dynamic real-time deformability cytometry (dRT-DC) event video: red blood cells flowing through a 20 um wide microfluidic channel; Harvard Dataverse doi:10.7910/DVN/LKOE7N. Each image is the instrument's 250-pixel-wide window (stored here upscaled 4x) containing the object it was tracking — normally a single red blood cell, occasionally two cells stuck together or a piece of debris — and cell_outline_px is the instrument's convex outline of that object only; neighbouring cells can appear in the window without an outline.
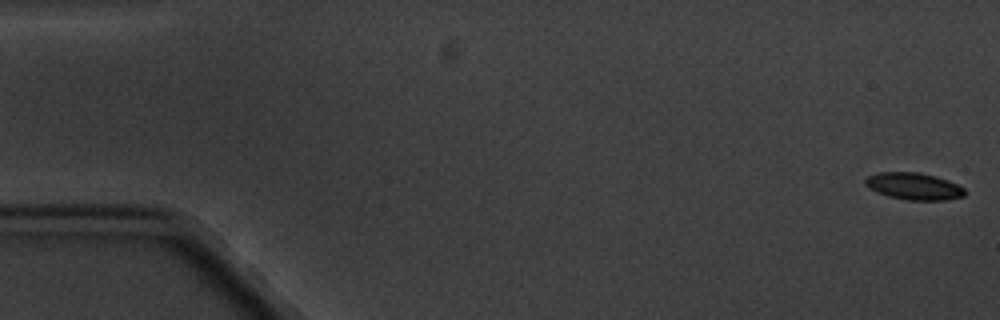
{"species": "common noctule bat (a hibernating species)", "species_latin": "Nyctalus noctula", "temperature_condition": "cold", "stored_images_in_passage": 7, "camera_frame_rate_fps": 3000, "um_per_image_px": 0.085, "animal": {"sex": "male", "body_mass_g": 20.1, "forearm_length_mm": 53.5}, "frame": {"image": 1, "passage_image": 1, "time_ms": 0.0, "image_size_px": [1000, 320], "cell_outline_px": [[964, 196], [944, 200], [908, 200], [888, 196], [876, 192], [864, 184], [864, 180], [868, 176], [880, 172], [920, 172], [936, 176], [948, 180], [964, 188]], "centroid_in_image_um": [77.66, 15.82], "position_along_channel_um": 7.3, "area_um2": 15.61}}
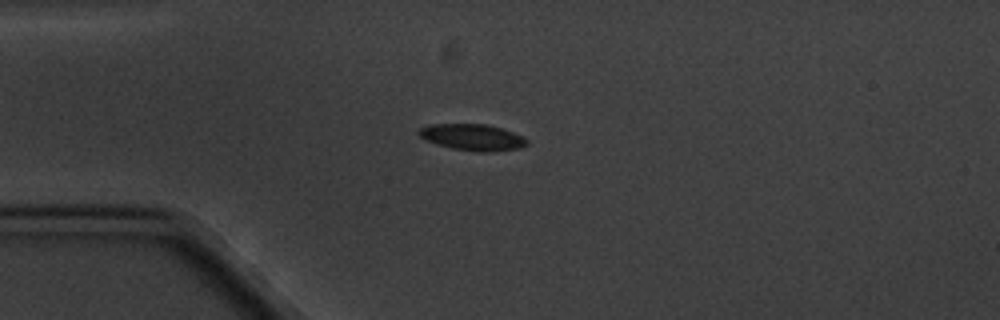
{"frame": {"image": 2, "passage_image": 5, "time_ms": 4.667, "image_size_px": [1000, 320], "cell_outline_px": [[528, 144], [520, 148], [488, 152], [476, 152], [452, 148], [436, 144], [424, 140], [416, 132], [420, 128], [428, 124], [488, 124], [524, 136], [528, 140]], "centroid_in_image_um": [40.14, 11.66], "position_along_channel_um": 44.9, "area_um2": 16.76}}